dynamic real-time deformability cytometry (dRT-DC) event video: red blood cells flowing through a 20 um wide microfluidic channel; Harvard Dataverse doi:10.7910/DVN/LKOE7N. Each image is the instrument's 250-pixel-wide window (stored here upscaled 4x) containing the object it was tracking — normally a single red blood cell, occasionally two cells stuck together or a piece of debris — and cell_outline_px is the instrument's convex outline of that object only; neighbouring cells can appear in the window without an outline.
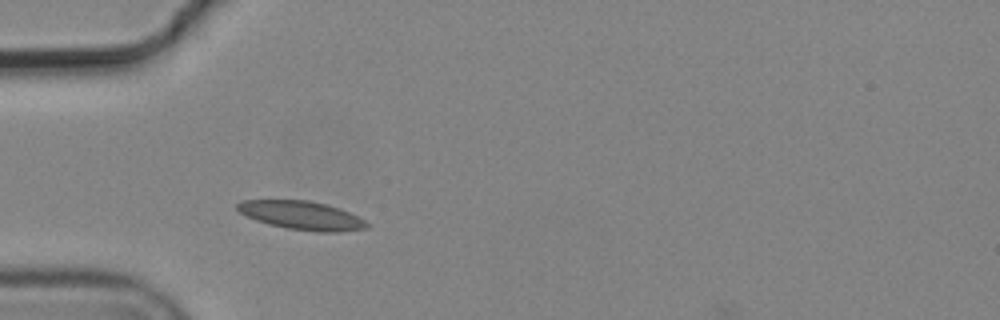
{"species": "common noctule bat (a hibernating species)", "species_latin": "Nyctalus noctula", "temperature_condition": "cold", "stored_images_in_passage": 2, "camera_frame_rate_fps": 3000, "um_per_image_px": 0.085, "animal": {"sex": "male", "body_mass_g": 19.2, "forearm_length_mm": 51.8}, "frame": {"image": 1, "passage_image": 2, "time_ms": 0.333, "image_size_px": [1000, 320], "cell_outline_px": [[368, 228], [340, 232], [316, 232], [288, 228], [268, 224], [256, 220], [240, 212], [236, 208], [236, 204], [240, 200], [308, 200], [340, 208], [364, 220], [368, 224]], "centroid_in_image_um": [25.63, 18.31], "position_along_channel_um": 59.4, "area_um2": 21.44}}